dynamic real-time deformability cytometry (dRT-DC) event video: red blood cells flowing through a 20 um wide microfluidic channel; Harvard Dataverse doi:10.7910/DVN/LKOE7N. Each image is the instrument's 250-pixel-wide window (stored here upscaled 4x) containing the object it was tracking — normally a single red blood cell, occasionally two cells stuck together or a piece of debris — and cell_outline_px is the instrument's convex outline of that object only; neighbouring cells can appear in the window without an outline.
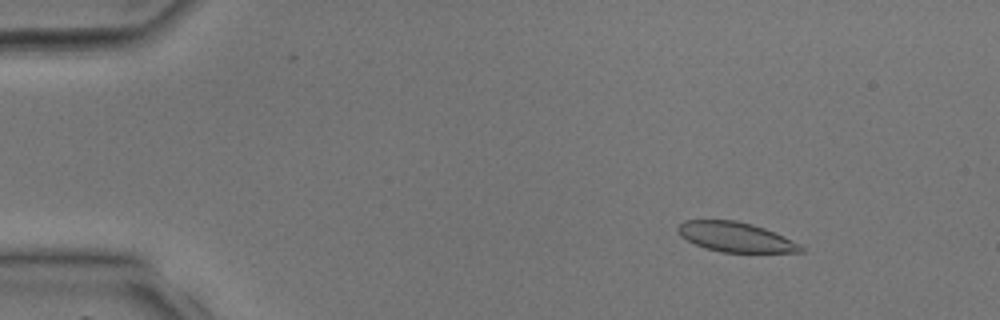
{"species": "common noctule bat (a hibernating species)", "species_latin": "Nyctalus noctula", "temperature_condition": "room temperature", "stored_images_in_passage": 40, "camera_frame_rate_fps": 3000, "um_per_image_px": 0.085, "animal": {"sex": "male", "body_mass_g": 17.9, "forearm_length_mm": 54.2}, "frame": {"image": 1, "passage_image": 6, "time_ms": 1.667, "image_size_px": [1000, 320], "cell_outline_px": [[804, 252], [720, 252], [704, 248], [680, 236], [676, 228], [684, 220], [736, 220], [752, 224], [764, 228], [800, 244], [804, 248]], "centroid_in_image_um": [62.5, 20.14], "position_along_channel_um": 22.5, "area_um2": 21.15}}
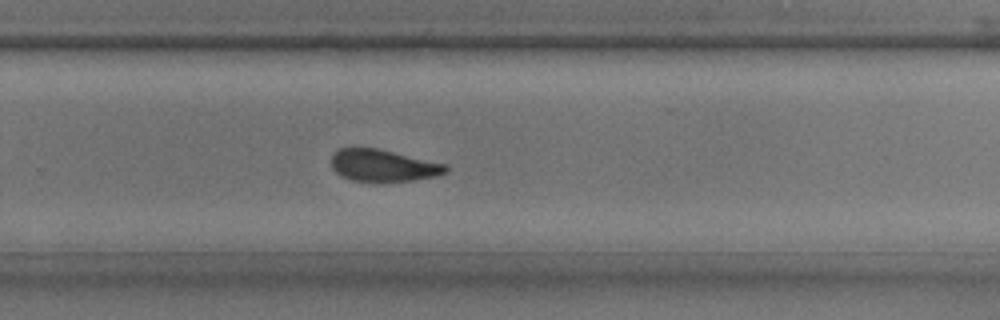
{"frame": {"image": 2, "passage_image": 27, "time_ms": 8.667, "image_size_px": [1000, 320], "cell_outline_px": [[448, 172], [436, 176], [412, 180], [352, 180], [336, 172], [332, 168], [332, 152], [340, 148], [380, 148], [448, 164]], "centroid_in_image_um": [32.61, 14.03], "position_along_channel_um": 297.2, "area_um2": 21.15}}
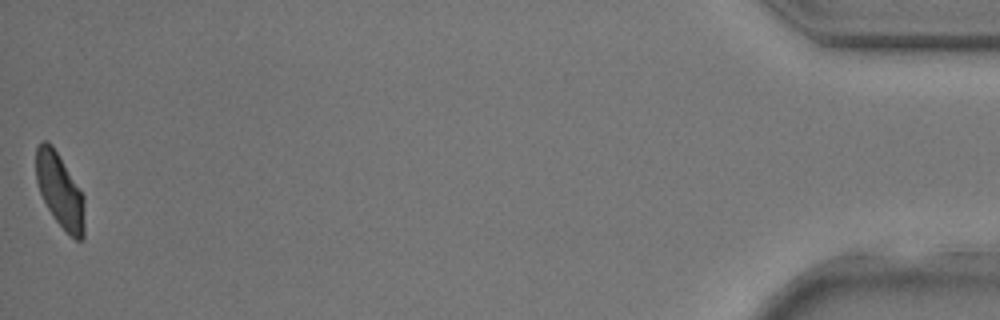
{"frame": {"image": 3, "passage_image": 40, "time_ms": 13.0, "image_size_px": [1000, 320], "cell_outline_px": [[84, 240], [76, 240], [52, 216], [40, 192], [36, 180], [36, 148], [40, 140], [48, 140], [52, 144], [84, 196]], "centroid_in_image_um": [5.08, 16.17], "position_along_channel_um": 430.1, "area_um2": 20.81}}